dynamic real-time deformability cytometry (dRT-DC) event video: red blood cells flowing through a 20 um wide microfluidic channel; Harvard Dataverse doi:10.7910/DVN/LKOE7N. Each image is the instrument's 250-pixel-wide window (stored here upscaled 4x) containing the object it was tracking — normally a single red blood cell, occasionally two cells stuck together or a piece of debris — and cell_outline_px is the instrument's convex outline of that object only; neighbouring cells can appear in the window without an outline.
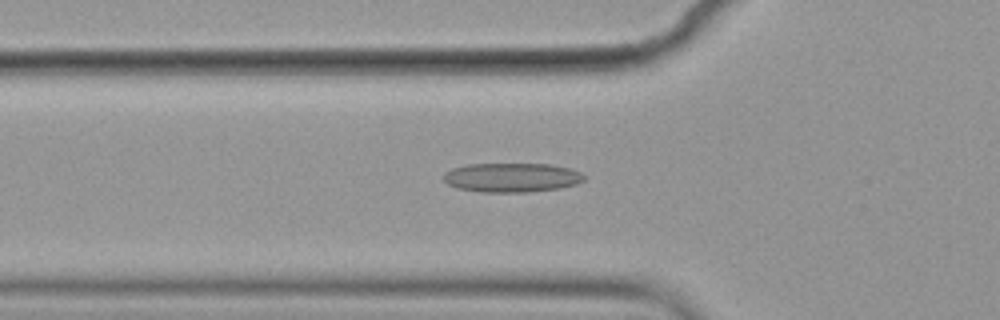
{"species": "common noctule bat (a hibernating species)", "species_latin": "Nyctalus noctula", "temperature_condition": "cold", "stored_images_in_passage": 55, "camera_frame_rate_fps": 3000, "um_per_image_px": 0.085, "animal": {"sex": "female", "body_mass_g": 19.9}, "frame": {"image": 1, "passage_image": 18, "time_ms": 5.667, "image_size_px": [1000, 320], "cell_outline_px": [[584, 180], [576, 184], [560, 188], [528, 192], [480, 192], [456, 188], [448, 184], [444, 180], [444, 172], [452, 168], [468, 164], [552, 164], [568, 168], [580, 172], [584, 176]], "centroid_in_image_um": [43.48, 15.09], "position_along_channel_um": 82.3, "area_um2": 23.99}}
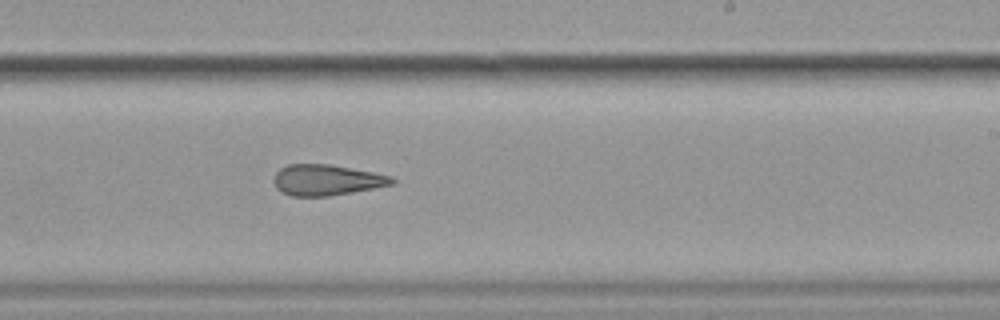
{"frame": {"image": 2, "passage_image": 33, "time_ms": 10.667, "image_size_px": [1000, 320], "cell_outline_px": [[396, 184], [352, 192], [328, 196], [292, 196], [276, 188], [272, 180], [276, 172], [280, 168], [288, 164], [328, 164], [372, 172], [388, 176], [396, 180]], "centroid_in_image_um": [27.73, 15.3], "position_along_channel_um": 261.3, "area_um2": 21.1}}
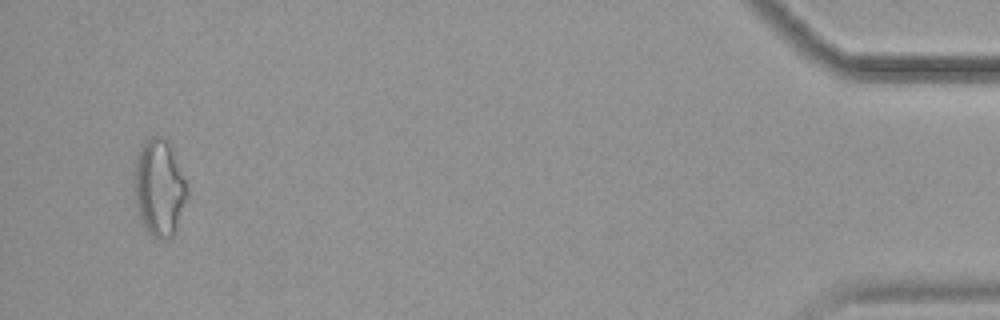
{"frame": {"image": 3, "passage_image": 53, "time_ms": 17.333, "image_size_px": [1000, 320], "cell_outline_px": [[188, 200], [176, 232], [172, 236], [164, 240], [160, 240], [152, 236], [144, 228], [140, 220], [136, 204], [132, 172], [136, 156], [140, 144], [152, 136], [164, 136], [168, 140], [188, 188]], "centroid_in_image_um": [13.52, 15.97], "position_along_channel_um": 421.7, "area_um2": 30.69}, "authors_computed_cell_mechanics": {"area_um2": 23.2934, "velocity_mm_per_s": 3.5762, "shape_relaxation_time_tau1_ms": null, "shape_relaxation_time_tau2_ms": 4.2192, "deformation_change_tau1": null, "deformation_change_tau2": 0.1452}}